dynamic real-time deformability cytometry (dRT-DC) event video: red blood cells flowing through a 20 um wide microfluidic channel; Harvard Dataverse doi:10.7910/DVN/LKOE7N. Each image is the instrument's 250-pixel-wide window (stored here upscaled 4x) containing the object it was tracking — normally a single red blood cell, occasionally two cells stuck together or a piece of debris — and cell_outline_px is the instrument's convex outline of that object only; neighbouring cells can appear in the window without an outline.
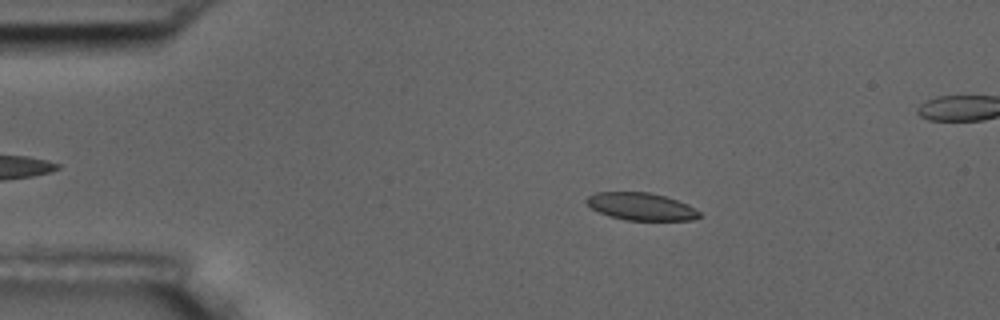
{"species": "common noctule bat (a hibernating species)", "species_latin": "Nyctalus noctula", "temperature_condition": "room temperature", "stored_images_in_passage": 48, "camera_frame_rate_fps": 3000, "um_per_image_px": 0.085, "animal": {"sex": "male", "body_mass_g": 17.5, "forearm_length_mm": 52.3}, "frame": {"image": 1, "passage_image": 10, "time_ms": 3.0, "image_size_px": [1000, 320], "cell_outline_px": [[700, 216], [692, 220], [624, 220], [608, 216], [592, 208], [584, 200], [588, 196], [596, 192], [648, 192], [664, 196], [688, 204], [700, 212]], "centroid_in_image_um": [54.47, 17.55], "position_along_channel_um": 30.5, "area_um2": 17.98}}
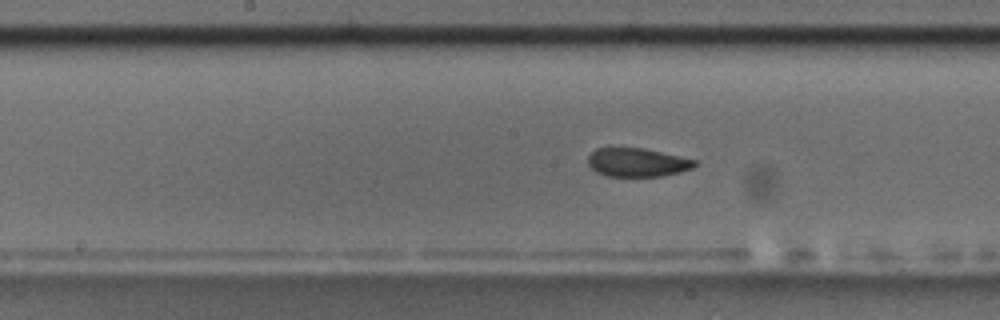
{"frame": {"image": 2, "passage_image": 28, "time_ms": 9.0, "image_size_px": [1000, 320], "cell_outline_px": [[696, 164], [692, 168], [680, 172], [660, 176], [608, 176], [596, 172], [588, 164], [588, 156], [596, 148], [644, 148], [696, 160]], "centroid_in_image_um": [54.15, 13.8], "position_along_channel_um": 194.1, "area_um2": 17.63}}
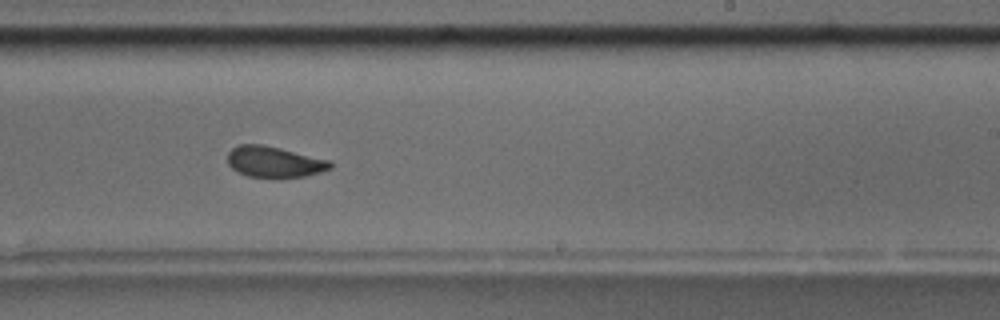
{"frame": {"image": 3, "passage_image": 34, "time_ms": 11.0, "image_size_px": [1000, 320], "cell_outline_px": [[332, 168], [320, 172], [304, 176], [248, 176], [236, 172], [228, 164], [228, 152], [232, 148], [240, 144], [264, 144], [332, 160]], "centroid_in_image_um": [23.32, 13.73], "position_along_channel_um": 265.7, "area_um2": 18.44}, "authors_computed_cell_mechanics": {"area_um2": 18.8139, "velocity_mm_per_s": 3.5939, "shape_relaxation_time_tau1_ms": 6.2166, "shape_relaxation_time_tau2_ms": 1.5085, "deformation_change_tau1": 0.1213, "deformation_change_tau2": 0.0678}}